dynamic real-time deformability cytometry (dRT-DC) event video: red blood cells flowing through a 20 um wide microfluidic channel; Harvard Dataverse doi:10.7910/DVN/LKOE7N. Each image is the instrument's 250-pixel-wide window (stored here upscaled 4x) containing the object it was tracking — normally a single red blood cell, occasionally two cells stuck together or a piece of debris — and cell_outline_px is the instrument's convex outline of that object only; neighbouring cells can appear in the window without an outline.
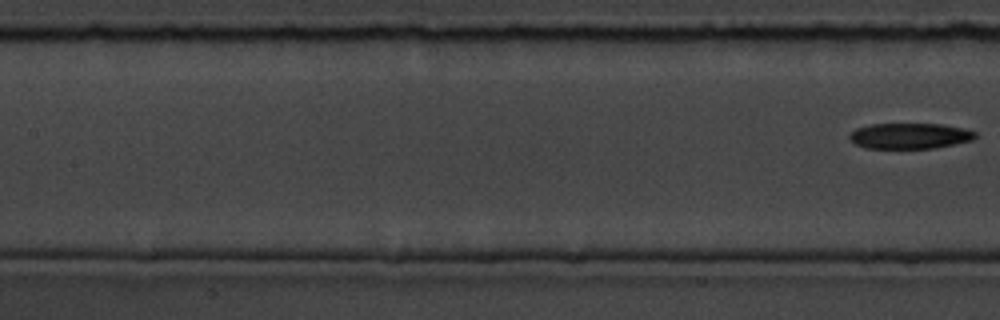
{"species": "common noctule bat (a hibernating species)", "species_latin": "Nyctalus noctula", "temperature_condition": "room temperature", "stored_images_in_passage": 6, "segment_of_instrument_passage": [2, 2], "camera_frame_rate_fps": 3000, "um_per_image_px": 0.085, "animal": {"sex": "male", "body_mass_g": 19.5, "forearm_length_mm": 54.6}, "frame": {"image": 1, "passage_image": 6, "time_ms": 6.333, "image_size_px": [1000, 320], "cell_outline_px": [[976, 136], [972, 140], [932, 148], [864, 148], [856, 144], [848, 136], [856, 128], [872, 124], [940, 124], [964, 128], [976, 132]], "centroid_in_image_um": [77.32, 11.55], "position_along_channel_um": 130.1, "area_um2": 18.61}}